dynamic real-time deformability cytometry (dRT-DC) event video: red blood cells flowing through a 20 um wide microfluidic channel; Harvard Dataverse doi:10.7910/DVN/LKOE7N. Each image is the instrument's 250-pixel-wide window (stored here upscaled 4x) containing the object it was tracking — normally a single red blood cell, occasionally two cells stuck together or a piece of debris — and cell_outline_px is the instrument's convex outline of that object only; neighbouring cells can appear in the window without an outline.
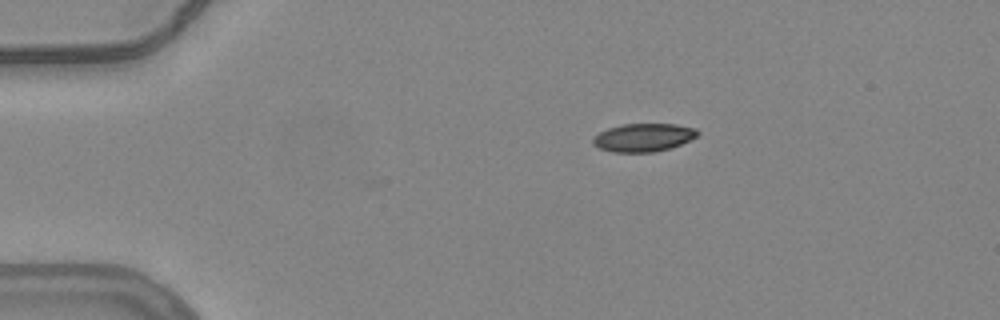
{"species": "common noctule bat (a hibernating species)", "species_latin": "Nyctalus noctula", "temperature_condition": "warm", "stored_images_in_passage": 41, "camera_frame_rate_fps": 3000, "um_per_image_px": 0.085, "animal": {"sex": "female", "body_mass_g": 24.6, "forearm_length_mm": 56.2}, "frame": {"image": 1, "passage_image": 1, "time_ms": 0.0, "image_size_px": [1000, 320], "cell_outline_px": [[700, 132], [696, 136], [680, 144], [668, 148], [652, 152], [612, 152], [600, 148], [592, 144], [592, 140], [600, 132], [608, 128], [624, 124], [676, 124], [696, 128]], "centroid_in_image_um": [54.68, 11.68], "position_along_channel_um": 30.3, "area_um2": 16.94}}
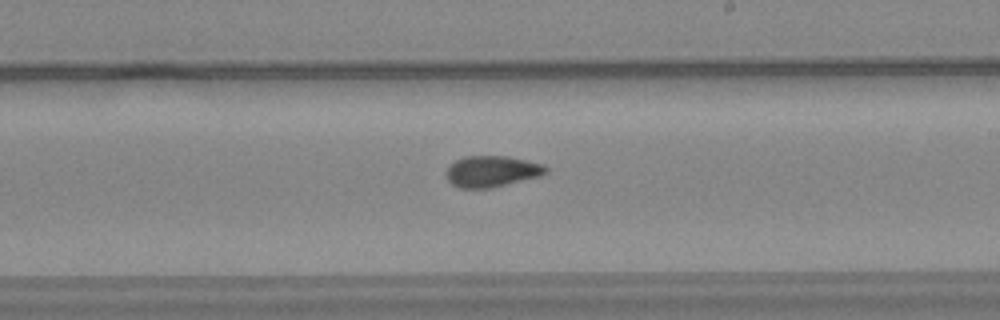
{"frame": {"image": 2, "passage_image": 23, "time_ms": 7.333, "image_size_px": [1000, 320], "cell_outline_px": [[548, 172], [540, 176], [488, 188], [460, 188], [452, 184], [448, 180], [448, 168], [456, 160], [464, 156], [508, 156], [544, 164], [548, 168]], "centroid_in_image_um": [41.84, 14.55], "position_along_channel_um": 247.2, "area_um2": 17.86}}
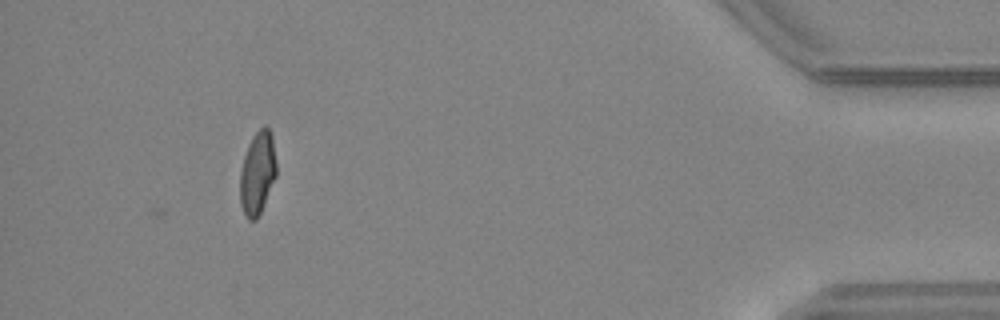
{"frame": {"image": 3, "passage_image": 41, "time_ms": 13.333, "image_size_px": [1000, 320], "cell_outline_px": [[276, 176], [264, 204], [256, 220], [248, 220], [240, 204], [240, 172], [244, 156], [248, 144], [252, 136], [264, 124], [272, 132], [276, 160]], "centroid_in_image_um": [21.89, 14.67], "position_along_channel_um": 413.3, "area_um2": 17.69}, "authors_computed_cell_mechanics": {"area_um2": 18.0336, "velocity_mm_per_s": 3.8024, "shape_relaxation_time_tau1_ms": null, "shape_relaxation_time_tau2_ms": 2.5453, "deformation_change_tau1": null, "deformation_change_tau2": 0.0693}}